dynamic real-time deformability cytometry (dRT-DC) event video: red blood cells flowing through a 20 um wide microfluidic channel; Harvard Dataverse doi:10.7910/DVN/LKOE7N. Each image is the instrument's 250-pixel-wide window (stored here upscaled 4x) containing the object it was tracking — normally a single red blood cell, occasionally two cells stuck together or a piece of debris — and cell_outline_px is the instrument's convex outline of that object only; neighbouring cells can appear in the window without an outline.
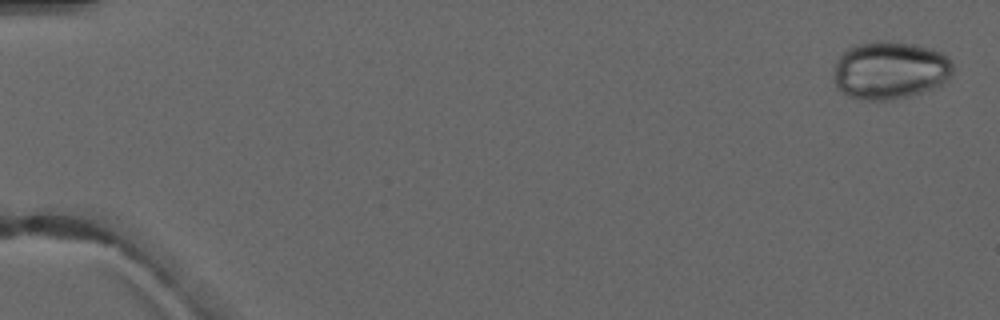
{"species": "common noctule bat (a hibernating species)", "species_latin": "Nyctalus noctula", "temperature_condition": "warm", "stored_images_in_passage": 5, "camera_frame_rate_fps": 3000, "um_per_image_px": 0.085, "animal": {"sex": "male", "forearm_length_mm": 52.5}, "frame": {"image": 1, "passage_image": 1, "time_ms": 0.0, "image_size_px": [1000, 320], "cell_outline_px": [[952, 72], [948, 80], [932, 88], [908, 96], [888, 100], [864, 100], [848, 96], [840, 92], [836, 88], [832, 76], [836, 64], [840, 56], [848, 48], [860, 44], [876, 40], [880, 40], [912, 44], [932, 48], [948, 56], [952, 64]], "centroid_in_image_um": [75.62, 5.98], "position_along_channel_um": 9.4, "area_um2": 40.23}}